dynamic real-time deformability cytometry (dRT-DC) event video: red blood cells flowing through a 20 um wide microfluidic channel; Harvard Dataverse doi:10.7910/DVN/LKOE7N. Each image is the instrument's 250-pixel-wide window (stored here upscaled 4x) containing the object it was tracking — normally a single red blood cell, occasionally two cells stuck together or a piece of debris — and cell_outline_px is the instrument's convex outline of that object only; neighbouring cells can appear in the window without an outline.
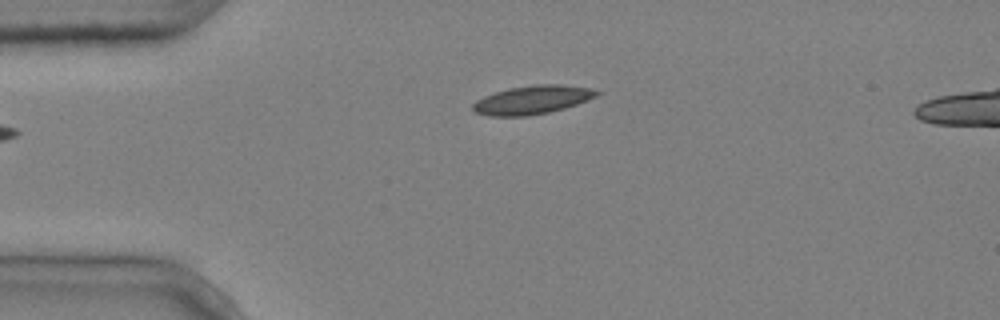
{"species": "common noctule bat (a hibernating species)", "species_latin": "Nyctalus noctula", "temperature_condition": "cold", "stored_images_in_passage": 3, "camera_frame_rate_fps": 3000, "um_per_image_px": 0.085, "animal": {"sex": "male", "body_mass_g": 20.4}, "frame": {"image": 1, "passage_image": 1, "time_ms": 0.0, "image_size_px": [1000, 320], "cell_outline_px": [[604, 92], [588, 100], [564, 108], [548, 112], [528, 116], [488, 116], [476, 112], [472, 108], [472, 104], [476, 100], [484, 96], [508, 88], [536, 84], [560, 84], [592, 88]], "centroid_in_image_um": [45.27, 8.48], "position_along_channel_um": 39.7, "area_um2": 20.69}}